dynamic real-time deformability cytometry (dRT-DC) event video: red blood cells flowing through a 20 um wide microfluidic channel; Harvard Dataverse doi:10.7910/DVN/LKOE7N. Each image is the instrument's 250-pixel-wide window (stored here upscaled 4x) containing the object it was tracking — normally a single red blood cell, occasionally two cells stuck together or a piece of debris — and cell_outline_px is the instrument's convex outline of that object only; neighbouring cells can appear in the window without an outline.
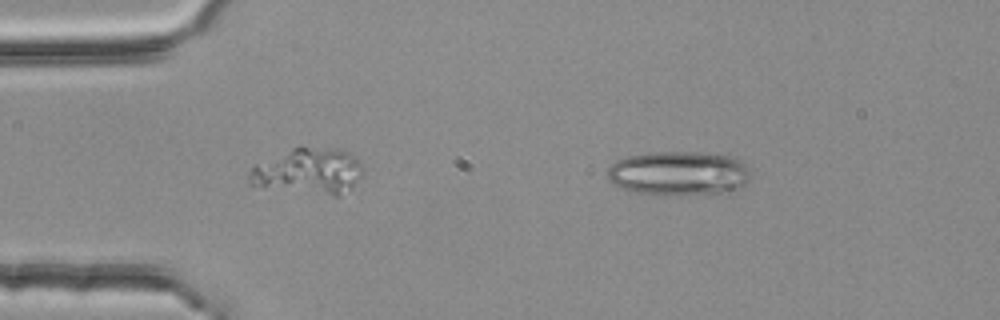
{"species": "common noctule bat (a hibernating species)", "species_latin": "Nyctalus noctula", "temperature_condition": "room temperature", "stored_images_in_passage": 2, "camera_frame_rate_fps": 3000, "um_per_image_px": 0.085, "animal": {"sex": "female", "body_mass_g": 25.1}, "frame": {"image": 1, "passage_image": 1, "time_ms": 0.0, "image_size_px": [1000, 320], "cell_outline_px": [[748, 180], [736, 192], [724, 196], [628, 192], [612, 184], [608, 180], [608, 168], [616, 160], [628, 156], [648, 152], [704, 152], [732, 156], [740, 160], [748, 168]], "centroid_in_image_um": [57.73, 14.75], "position_along_channel_um": 27.3, "area_um2": 37.8}}